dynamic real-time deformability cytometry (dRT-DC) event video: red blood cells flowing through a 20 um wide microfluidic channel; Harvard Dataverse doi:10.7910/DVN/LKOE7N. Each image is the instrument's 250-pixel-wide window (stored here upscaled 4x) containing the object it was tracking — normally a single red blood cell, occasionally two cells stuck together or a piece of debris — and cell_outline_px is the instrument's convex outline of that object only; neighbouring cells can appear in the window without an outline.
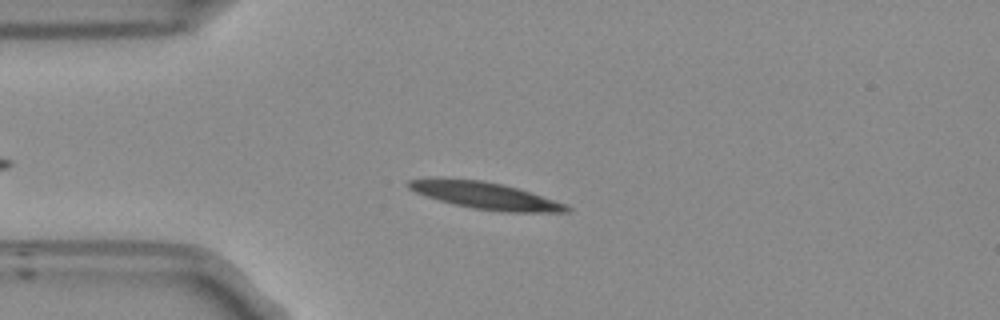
{"species": "Egyptian fruit bat (a non-hibernating species)", "species_latin": "Rousettus aegyptiacus", "temperature_condition": "room temperature", "stored_images_in_passage": 40, "camera_frame_rate_fps": 3000, "um_per_image_px": 0.085, "frame": {"image": 1, "passage_image": 9, "time_ms": 2.667, "image_size_px": [1000, 320], "cell_outline_px": [[572, 208], [568, 212], [512, 212], [472, 208], [452, 204], [416, 192], [408, 188], [408, 180], [480, 180], [500, 184], [516, 188], [564, 204]], "centroid_in_image_um": [41.31, 16.66], "position_along_channel_um": 43.7, "area_um2": 23.47}}
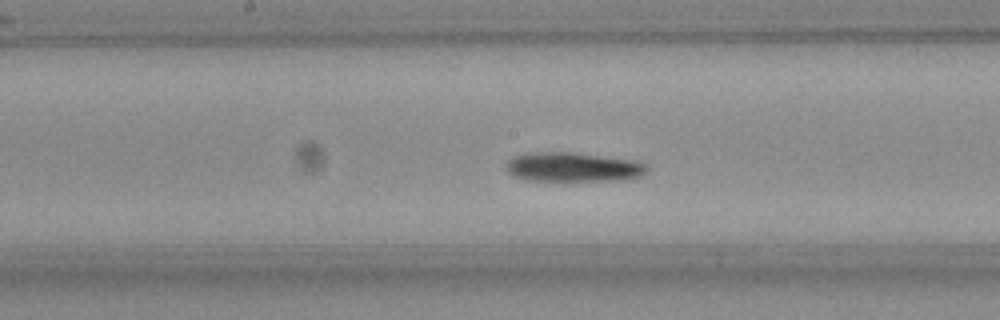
{"frame": {"image": 2, "passage_image": 23, "time_ms": 7.333, "image_size_px": [1000, 320], "cell_outline_px": [[648, 168], [640, 176], [628, 180], [524, 180], [508, 172], [508, 160], [512, 156], [528, 152], [568, 152], [632, 160], [648, 164]], "centroid_in_image_um": [48.71, 14.2], "position_along_channel_um": 199.5, "area_um2": 23.81}}
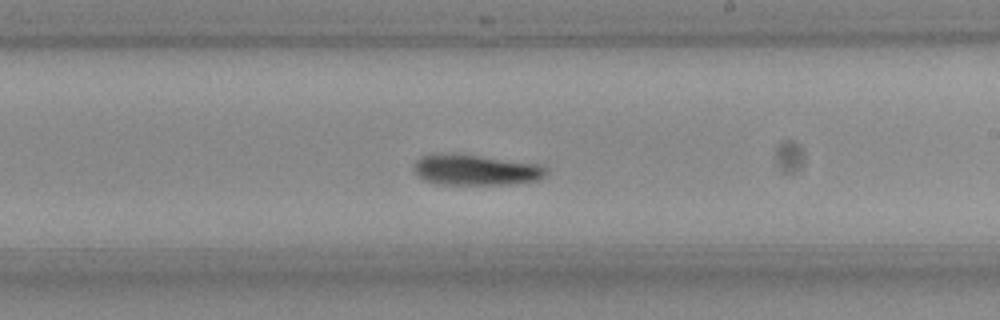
{"frame": {"image": 3, "passage_image": 27, "time_ms": 8.667, "image_size_px": [1000, 320], "cell_outline_px": [[548, 172], [540, 180], [508, 184], [440, 184], [424, 180], [412, 168], [416, 160], [420, 156], [476, 156], [540, 164], [548, 168]], "centroid_in_image_um": [40.52, 14.48], "position_along_channel_um": 248.5, "area_um2": 22.77}, "authors_computed_cell_mechanics": {"area_um2": 23.2645, "velocity_mm_per_s": 3.6909, "shape_relaxation_time_tau1_ms": 4.7283, "shape_relaxation_time_tau2_ms": null, "deformation_change_tau1": 0.1684, "deformation_change_tau2": null}}